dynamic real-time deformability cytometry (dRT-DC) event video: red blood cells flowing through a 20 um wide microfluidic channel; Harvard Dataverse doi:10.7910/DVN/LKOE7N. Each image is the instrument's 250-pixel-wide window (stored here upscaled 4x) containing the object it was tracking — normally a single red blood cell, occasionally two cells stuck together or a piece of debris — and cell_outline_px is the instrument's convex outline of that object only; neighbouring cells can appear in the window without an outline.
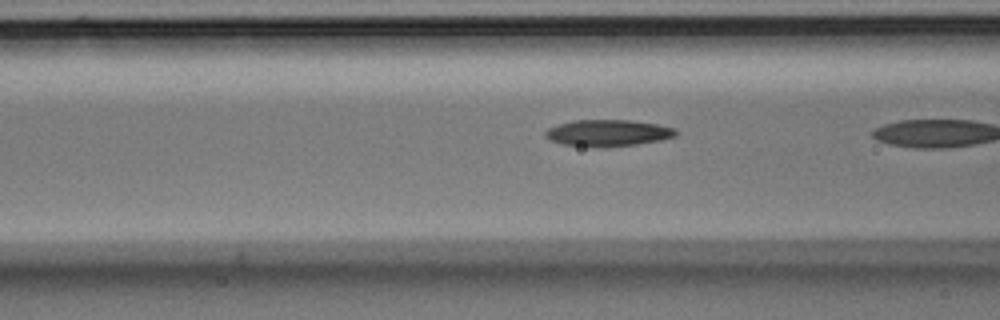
{"species": "Egyptian fruit bat (a non-hibernating species)", "species_latin": "Rousettus aegyptiacus", "temperature_condition": "room temperature", "stored_images_in_passage": 7, "camera_frame_rate_fps": 3000, "um_per_image_px": 0.085, "animal": {"sex": "male"}, "frame": {"image": 1, "passage_image": 6, "time_ms": 1.667, "image_size_px": [1000, 320], "cell_outline_px": [[676, 136], [660, 140], [636, 144], [604, 148], [600, 148], [564, 144], [552, 140], [544, 136], [544, 132], [548, 128], [572, 120], [628, 120], [656, 124], [676, 128]], "centroid_in_image_um": [51.67, 11.31], "position_along_channel_um": 114.9, "area_um2": 20.17}}